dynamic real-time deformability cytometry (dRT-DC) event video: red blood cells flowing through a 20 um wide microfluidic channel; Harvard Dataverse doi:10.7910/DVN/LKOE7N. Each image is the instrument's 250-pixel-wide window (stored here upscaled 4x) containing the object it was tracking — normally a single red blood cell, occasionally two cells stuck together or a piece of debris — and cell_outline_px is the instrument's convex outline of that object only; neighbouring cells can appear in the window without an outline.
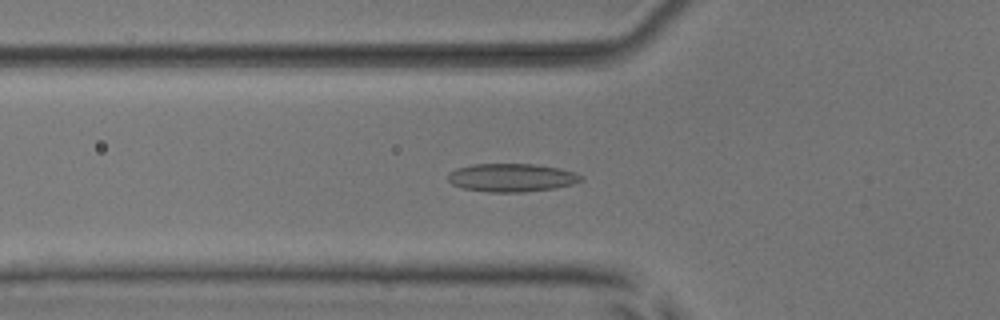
{"species": "common noctule bat (a hibernating species)", "species_latin": "Nyctalus noctula", "temperature_condition": "room temperature", "stored_images_in_passage": 54, "camera_frame_rate_fps": 3000, "um_per_image_px": 0.085, "animal": {"sex": "male", "body_mass_g": 17.9, "forearm_length_mm": 54.2}, "frame": {"image": 1, "passage_image": 19, "time_ms": 6.0, "image_size_px": [1000, 320], "cell_outline_px": [[584, 180], [572, 184], [556, 188], [524, 192], [488, 192], [464, 188], [452, 184], [448, 180], [448, 172], [456, 168], [472, 164], [532, 164], [560, 168], [584, 176]], "centroid_in_image_um": [43.49, 15.1], "position_along_channel_um": 82.3, "area_um2": 21.96}}
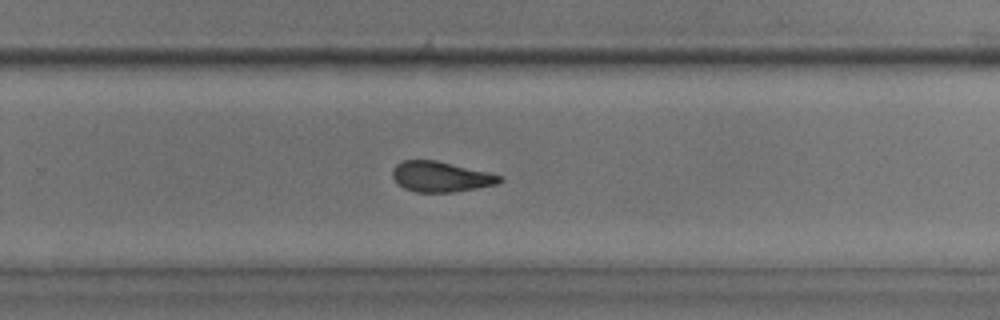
{"frame": {"image": 2, "passage_image": 35, "time_ms": 11.333, "image_size_px": [1000, 320], "cell_outline_px": [[504, 180], [496, 184], [476, 188], [452, 192], [416, 192], [404, 188], [392, 176], [392, 168], [400, 160], [436, 160], [488, 172], [504, 176]], "centroid_in_image_um": [37.47, 15.01], "position_along_channel_um": 292.3, "area_um2": 18.96}}
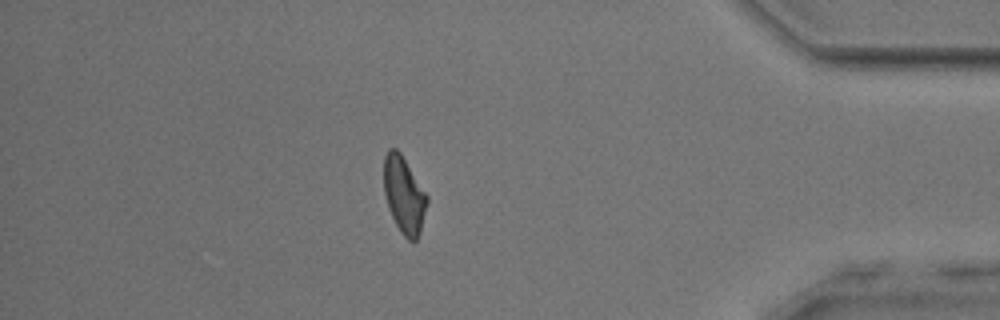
{"frame": {"image": 3, "passage_image": 46, "time_ms": 15.0, "image_size_px": [1000, 320], "cell_outline_px": [[428, 200], [420, 232], [416, 240], [408, 240], [400, 232], [388, 208], [384, 192], [384, 156], [388, 148], [396, 148], [400, 152], [428, 196]], "centroid_in_image_um": [34.33, 16.56], "position_along_channel_um": 400.9, "area_um2": 19.19}, "authors_computed_cell_mechanics": {"area_um2": 19.941, "velocity_mm_per_s": 3.9452, "shape_relaxation_time_tau1_ms": 7.0584, "shape_relaxation_time_tau2_ms": 2.8128, "deformation_change_tau1": 0.155, "deformation_change_tau2": 0.105}}